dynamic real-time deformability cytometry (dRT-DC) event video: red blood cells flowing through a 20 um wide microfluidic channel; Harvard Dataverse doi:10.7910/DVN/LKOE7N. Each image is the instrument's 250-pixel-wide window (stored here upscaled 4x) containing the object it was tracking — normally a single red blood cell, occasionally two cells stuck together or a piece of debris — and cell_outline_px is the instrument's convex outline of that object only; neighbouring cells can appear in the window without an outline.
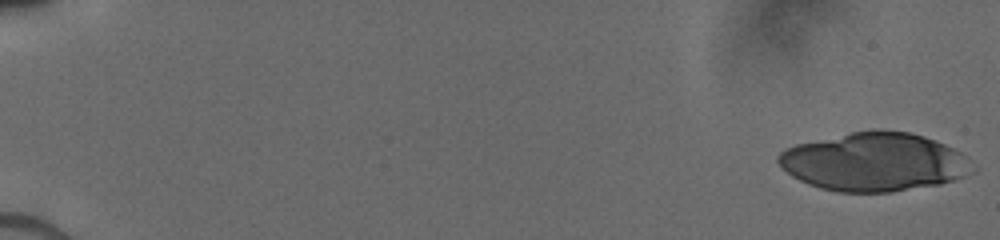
{"species": "human", "species_latin": "Homo sapiens", "temperature_condition": "cold", "stored_images_in_passage": 26, "camera_frame_rate_fps": 3000, "um_per_image_px": 0.085, "donor": {"sex": "male"}, "frame": {"image": 1, "passage_image": 1, "time_ms": 0.0, "image_size_px": [1000, 240], "cell_outline_px": [[976, 172], [940, 184], [888, 192], [840, 192], [820, 188], [808, 184], [792, 176], [776, 160], [776, 156], [784, 148], [796, 144], [852, 132], [880, 128], [908, 132], [924, 136], [936, 140], [960, 152], [976, 168]], "centroid_in_image_um": [74.31, 13.75], "position_along_channel_um": 10.7, "area_um2": 66.18}}